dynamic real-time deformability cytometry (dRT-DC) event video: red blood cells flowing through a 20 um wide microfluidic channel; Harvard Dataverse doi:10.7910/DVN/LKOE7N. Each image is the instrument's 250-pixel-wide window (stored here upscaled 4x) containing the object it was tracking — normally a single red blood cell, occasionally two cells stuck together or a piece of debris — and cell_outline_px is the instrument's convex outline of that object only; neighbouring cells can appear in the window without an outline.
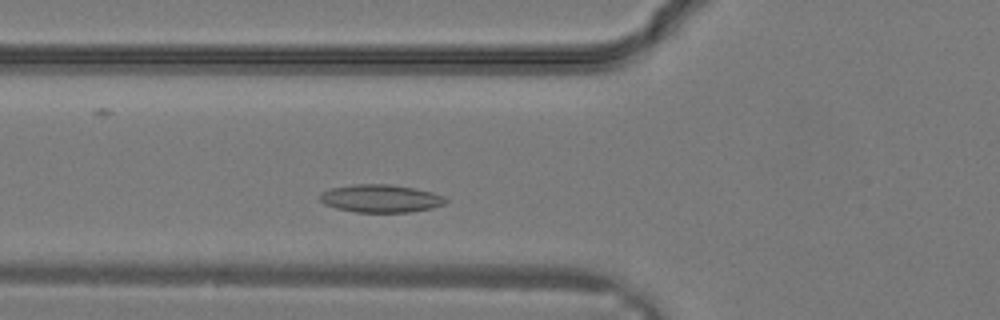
{"species": "common noctule bat (a hibernating species)", "species_latin": "Nyctalus noctula", "temperature_condition": "warm", "stored_images_in_passage": 23, "camera_frame_rate_fps": 3000, "um_per_image_px": 0.085, "animal": {"sex": "male", "body_mass_g": 19.2, "forearm_length_mm": 51.8}, "frame": {"image": 1, "passage_image": 3, "time_ms": 0.667, "image_size_px": [1000, 320], "cell_outline_px": [[448, 200], [444, 204], [432, 208], [408, 212], [356, 212], [336, 208], [324, 204], [320, 200], [320, 192], [332, 188], [352, 184], [388, 184], [412, 188], [432, 192], [444, 196]], "centroid_in_image_um": [32.34, 16.87], "position_along_channel_um": 93.5, "area_um2": 20.35}}
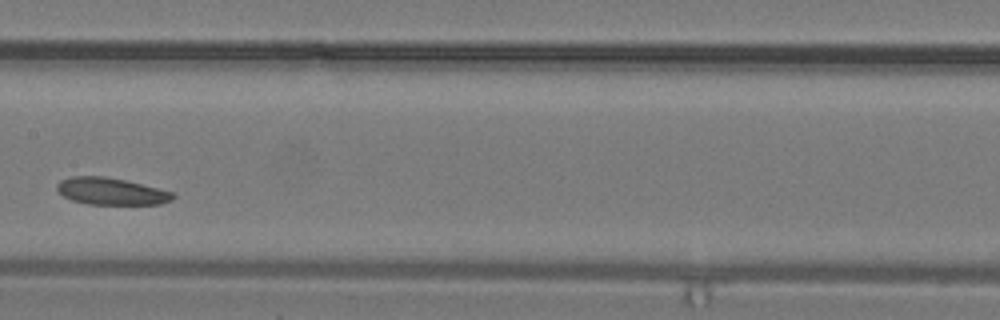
{"frame": {"image": 2, "passage_image": 8, "time_ms": 2.333, "image_size_px": [1000, 320], "cell_outline_px": [[176, 196], [172, 200], [160, 204], [88, 204], [72, 200], [64, 196], [56, 188], [56, 184], [60, 180], [72, 176], [104, 176], [124, 180], [172, 192]], "centroid_in_image_um": [9.42, 16.26], "position_along_channel_um": 198.0, "area_um2": 18.03}}
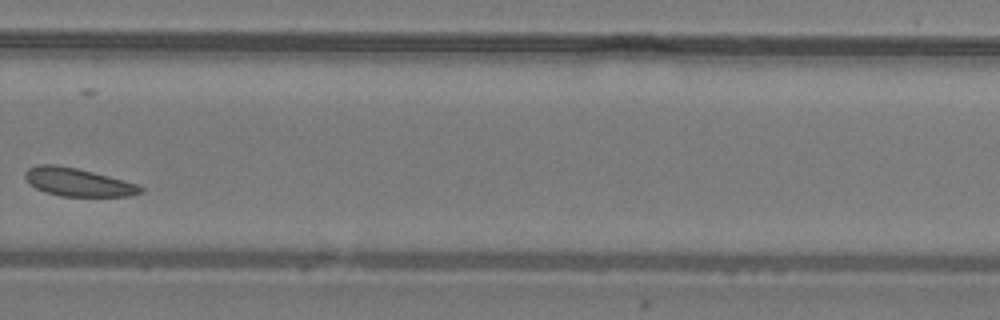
{"frame": {"image": 3, "passage_image": 14, "time_ms": 4.333, "image_size_px": [1000, 320], "cell_outline_px": [[144, 192], [128, 196], [60, 196], [44, 192], [28, 184], [24, 176], [24, 172], [28, 168], [36, 164], [56, 164], [76, 168], [108, 176], [136, 184], [144, 188]], "centroid_in_image_um": [6.56, 15.48], "position_along_channel_um": 323.2, "area_um2": 18.96}}